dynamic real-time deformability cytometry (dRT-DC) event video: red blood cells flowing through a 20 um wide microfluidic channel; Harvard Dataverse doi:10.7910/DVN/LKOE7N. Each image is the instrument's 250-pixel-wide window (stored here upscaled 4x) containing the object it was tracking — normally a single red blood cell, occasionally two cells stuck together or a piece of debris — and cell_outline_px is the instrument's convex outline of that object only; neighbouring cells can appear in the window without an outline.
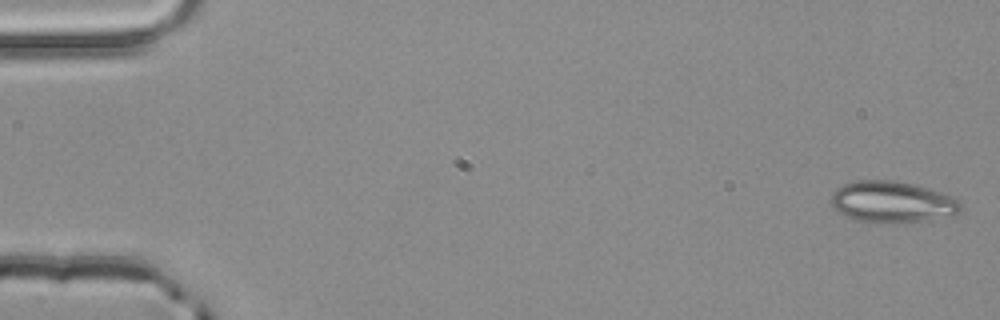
{"species": "common noctule bat (a hibernating species)", "species_latin": "Nyctalus noctula", "temperature_condition": "room temperature", "stored_images_in_passage": 4, "camera_frame_rate_fps": 3000, "um_per_image_px": 0.085, "animal": {"sex": "male", "body_mass_g": 20.4}, "frame": {"image": 1, "passage_image": 1, "time_ms": 0.0, "image_size_px": [1000, 320], "cell_outline_px": [[960, 212], [952, 216], [928, 220], [876, 224], [852, 220], [836, 212], [828, 200], [832, 192], [836, 188], [844, 184], [856, 180], [892, 180], [912, 184], [948, 196], [956, 200], [960, 204]], "centroid_in_image_um": [75.7, 17.19], "position_along_channel_um": 9.3, "area_um2": 31.44}}